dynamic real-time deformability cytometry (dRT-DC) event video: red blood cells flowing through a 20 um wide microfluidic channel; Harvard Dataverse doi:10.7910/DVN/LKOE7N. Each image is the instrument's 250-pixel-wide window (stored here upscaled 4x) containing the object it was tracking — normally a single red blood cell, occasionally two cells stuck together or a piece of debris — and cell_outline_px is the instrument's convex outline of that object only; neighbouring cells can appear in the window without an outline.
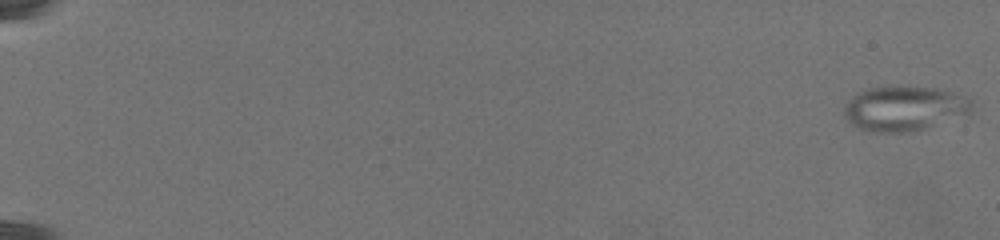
{"species": "common noctule bat (a hibernating species)", "species_latin": "Nyctalus noctula", "temperature_condition": "warm", "stored_images_in_passage": 103, "camera_frame_rate_fps": 3000, "um_per_image_px": 0.085, "animal": {"sex": "female", "body_mass_g": 19.5, "forearm_length_mm": 54.1}, "frame": {"image": 1, "passage_image": 1, "time_ms": 0.0, "image_size_px": [1000, 240], "cell_outline_px": [[972, 112], [912, 132], [872, 132], [856, 128], [844, 116], [844, 104], [852, 96], [860, 92], [872, 88], [936, 88], [952, 92], [964, 96], [972, 100]], "centroid_in_image_um": [76.84, 9.25], "position_along_channel_um": 8.2, "area_um2": 32.71}}
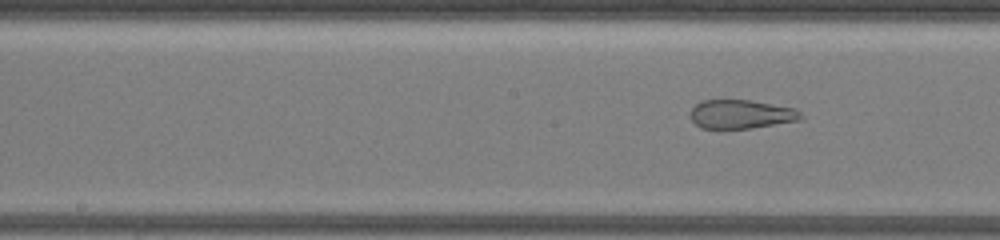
{"frame": {"image": 2, "passage_image": 58, "time_ms": 14.0, "image_size_px": [1000, 240], "cell_outline_px": [[804, 116], [800, 120], [752, 128], [720, 132], [700, 128], [692, 120], [692, 108], [700, 100], [752, 100], [796, 108]], "centroid_in_image_um": [62.97, 9.75], "position_along_channel_um": 185.2, "area_um2": 19.31}}
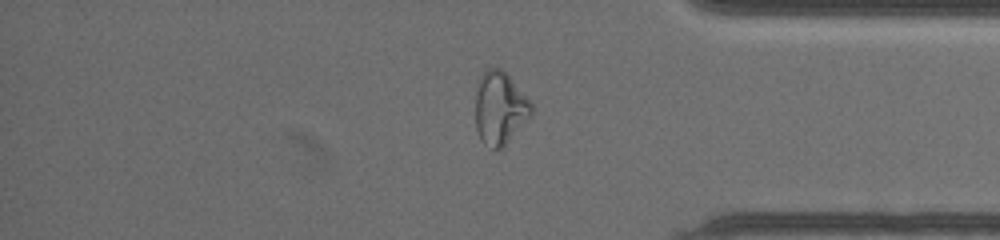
{"frame": {"image": 3, "passage_image": 88, "time_ms": 21.667, "image_size_px": [1000, 240], "cell_outline_px": [[532, 112], [504, 144], [500, 148], [492, 148], [484, 144], [480, 140], [476, 128], [476, 92], [480, 76], [488, 68], [500, 68], [508, 76], [532, 104]], "centroid_in_image_um": [42.43, 9.17], "position_along_channel_um": 392.8, "area_um2": 22.83}}